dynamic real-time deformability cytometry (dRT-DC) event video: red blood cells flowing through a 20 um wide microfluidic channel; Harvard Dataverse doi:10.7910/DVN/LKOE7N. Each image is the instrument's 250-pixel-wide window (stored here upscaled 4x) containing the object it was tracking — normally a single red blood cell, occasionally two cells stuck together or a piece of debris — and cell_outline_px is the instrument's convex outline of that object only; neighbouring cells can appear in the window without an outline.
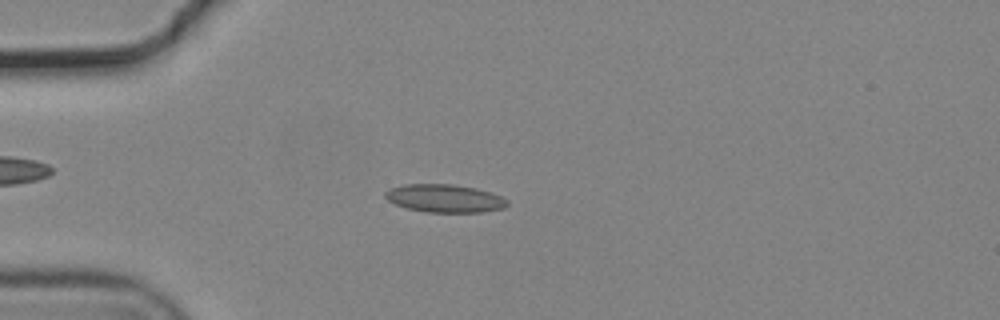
{"species": "common noctule bat (a hibernating species)", "species_latin": "Nyctalus noctula", "temperature_condition": "cold", "stored_images_in_passage": 50, "camera_frame_rate_fps": 3000, "um_per_image_px": 0.085, "animal": {"sex": "male", "body_mass_g": 19.2, "forearm_length_mm": 51.8}, "frame": {"image": 1, "passage_image": 10, "time_ms": 3.0, "image_size_px": [1000, 320], "cell_outline_px": [[508, 204], [504, 208], [480, 212], [428, 212], [408, 208], [396, 204], [388, 200], [384, 196], [384, 192], [388, 188], [404, 184], [452, 184], [476, 188], [500, 196], [508, 200]], "centroid_in_image_um": [37.77, 16.85], "position_along_channel_um": 47.2, "area_um2": 19.83}}
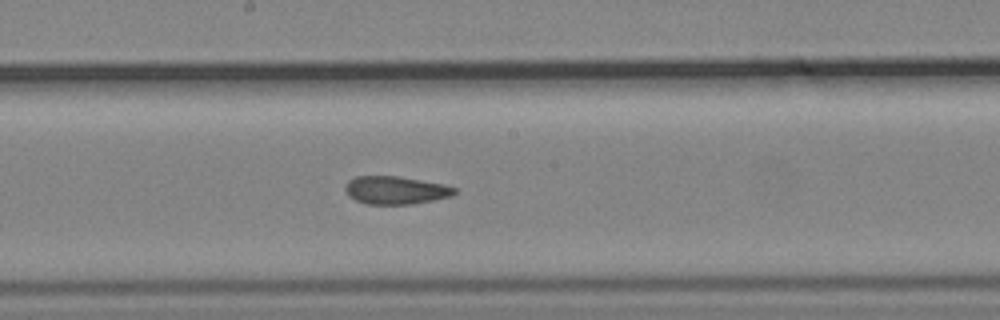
{"frame": {"image": 2, "passage_image": 25, "time_ms": 8.0, "image_size_px": [1000, 320], "cell_outline_px": [[456, 192], [452, 196], [412, 204], [368, 204], [356, 200], [348, 196], [344, 188], [344, 184], [348, 180], [356, 176], [396, 176], [444, 184], [456, 188]], "centroid_in_image_um": [33.59, 16.16], "position_along_channel_um": 214.6, "area_um2": 17.8}}
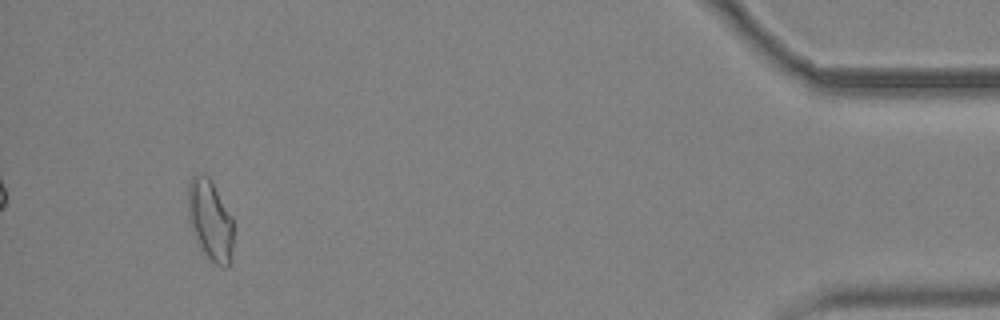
{"frame": {"image": 3, "passage_image": 47, "time_ms": 15.333, "image_size_px": [1000, 320], "cell_outline_px": [[232, 264], [224, 268], [216, 264], [200, 248], [192, 232], [188, 220], [188, 184], [192, 176], [208, 176], [232, 216]], "centroid_in_image_um": [17.86, 18.76], "position_along_channel_um": 417.3, "area_um2": 21.21}, "authors_computed_cell_mechanics": {"area_um2": 18.9006, "velocity_mm_per_s": 3.7088, "shape_relaxation_time_tau1_ms": null, "shape_relaxation_time_tau2_ms": 2.686, "deformation_change_tau1": null, "deformation_change_tau2": 0.0861}}